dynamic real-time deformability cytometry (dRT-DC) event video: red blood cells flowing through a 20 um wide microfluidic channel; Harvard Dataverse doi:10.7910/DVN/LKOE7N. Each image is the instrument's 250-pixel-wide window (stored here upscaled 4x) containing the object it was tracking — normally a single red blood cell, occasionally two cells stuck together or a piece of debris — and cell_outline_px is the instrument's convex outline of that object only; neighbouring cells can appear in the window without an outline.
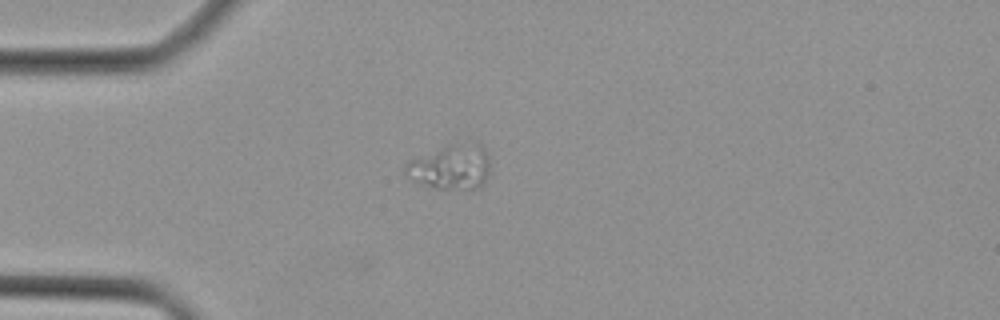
{"species": "Egyptian fruit bat (a non-hibernating species)", "species_latin": "Rousettus aegyptiacus", "temperature_condition": "cold", "stored_images_in_passage": 47, "segment_of_instrument_passage": [2, 2], "camera_frame_rate_fps": 3000, "um_per_image_px": 0.085, "animal": {"sex": "female"}, "frame": {"image": 1, "passage_image": 14, "time_ms": 4.333, "image_size_px": [1000, 320], "cell_outline_px": [[488, 176], [484, 184], [480, 188], [436, 188], [420, 184], [404, 176], [404, 164], [408, 160], [448, 144], [480, 144], [488, 152]], "centroid_in_image_um": [38.27, 14.2], "position_along_channel_um": 46.7, "area_um2": 22.2}}
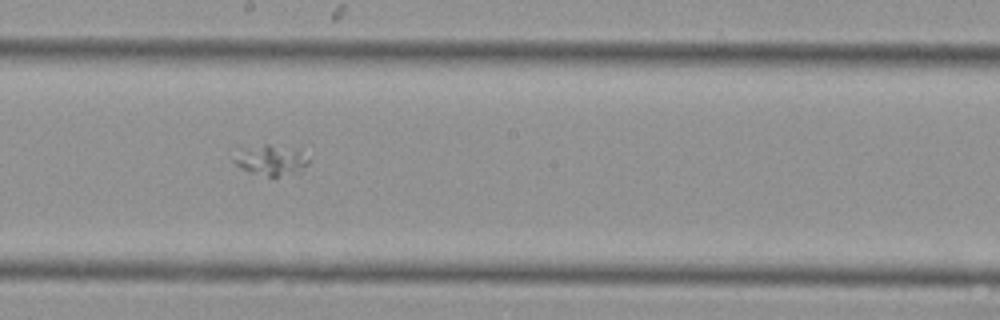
{"frame": {"image": 2, "passage_image": 27, "time_ms": 8.667, "image_size_px": [1000, 320], "cell_outline_px": [[308, 164], [276, 176], [268, 176], [252, 172], [236, 164], [232, 160], [236, 144], [268, 144], [296, 152], [308, 160]], "centroid_in_image_um": [22.72, 13.53], "position_along_channel_um": 225.5, "area_um2": 12.54}}
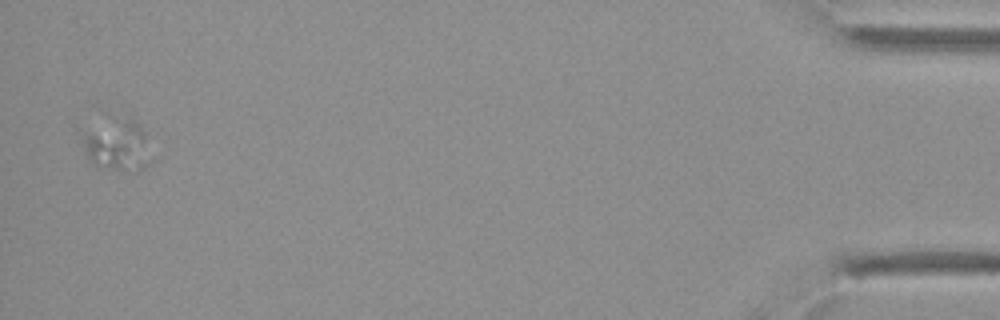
{"frame": {"image": 3, "passage_image": 46, "time_ms": 15.0, "image_size_px": [1000, 320], "cell_outline_px": [[144, 136], [128, 164], [120, 168], [100, 168], [92, 164], [88, 156], [84, 144], [84, 132], [128, 116], [144, 132]], "centroid_in_image_um": [9.62, 12.18], "position_along_channel_um": 425.6, "area_um2": 16.01}}